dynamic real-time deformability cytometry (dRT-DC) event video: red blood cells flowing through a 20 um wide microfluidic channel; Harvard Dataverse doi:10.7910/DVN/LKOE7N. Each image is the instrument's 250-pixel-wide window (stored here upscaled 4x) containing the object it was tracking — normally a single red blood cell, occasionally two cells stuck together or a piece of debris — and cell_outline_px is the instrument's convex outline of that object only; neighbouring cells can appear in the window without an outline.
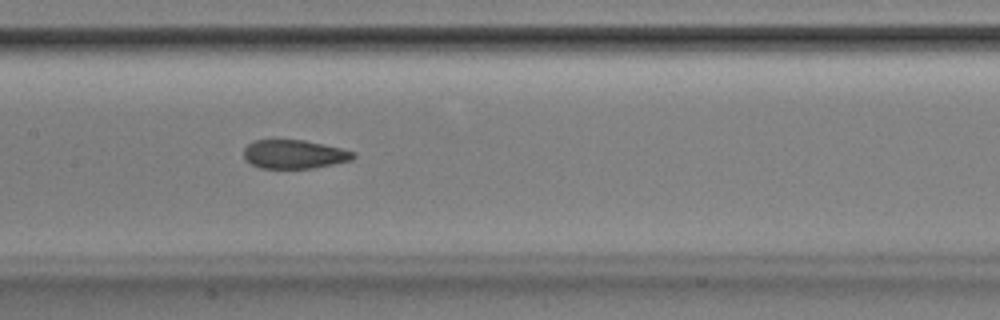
{"species": "Egyptian fruit bat (a non-hibernating species)", "species_latin": "Rousettus aegyptiacus", "temperature_condition": "room temperature", "stored_images_in_passage": 48, "camera_frame_rate_fps": 3000, "um_per_image_px": 0.085, "animal": {"sex": "male"}, "frame": {"image": 1, "passage_image": 21, "time_ms": 6.667, "image_size_px": [1000, 320], "cell_outline_px": [[356, 156], [352, 160], [312, 168], [260, 168], [252, 164], [244, 156], [244, 148], [252, 140], [304, 140], [340, 148], [356, 152]], "centroid_in_image_um": [25.02, 13.1], "position_along_channel_um": 182.4, "area_um2": 18.21}}
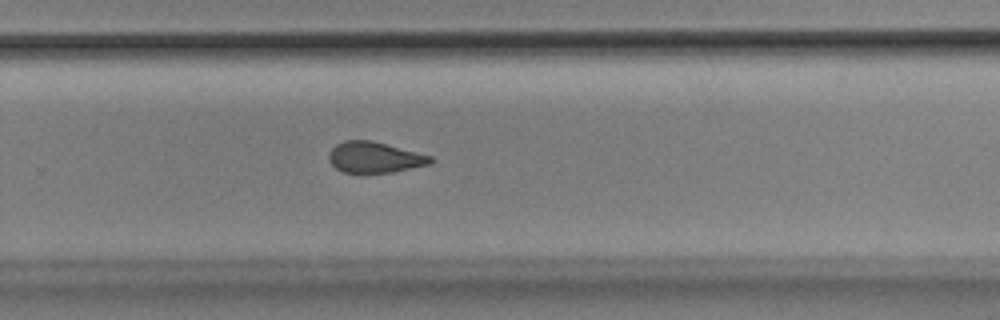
{"frame": {"image": 2, "passage_image": 30, "time_ms": 9.667, "image_size_px": [1000, 320], "cell_outline_px": [[432, 160], [428, 164], [392, 172], [344, 172], [336, 168], [328, 160], [328, 152], [336, 144], [344, 140], [372, 140], [432, 156]], "centroid_in_image_um": [31.79, 13.35], "position_along_channel_um": 298.0, "area_um2": 18.09}}
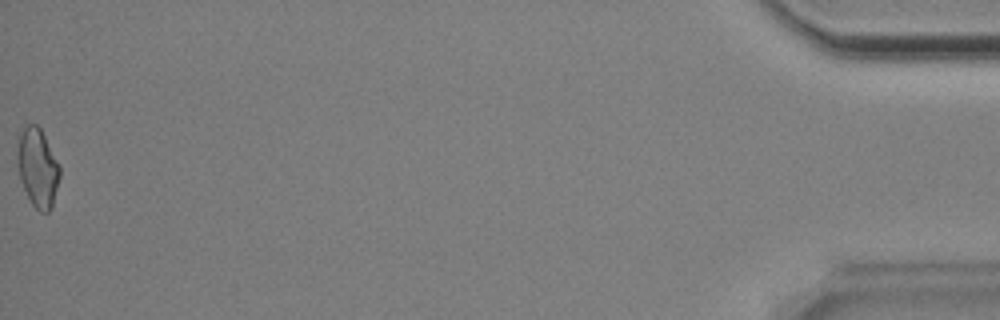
{"frame": {"image": 3, "passage_image": 48, "time_ms": 15.667, "image_size_px": [1000, 320], "cell_outline_px": [[60, 176], [52, 208], [48, 212], [40, 212], [32, 204], [20, 180], [16, 160], [16, 148], [20, 132], [24, 124], [36, 124], [40, 128], [60, 164]], "centroid_in_image_um": [3.19, 14.23], "position_along_channel_um": 432.0, "area_um2": 19.77}, "authors_computed_cell_mechanics": {"area_um2": 19.2185, "velocity_mm_per_s": 3.8722, "shape_relaxation_time_tau1_ms": 11.3384, "shape_relaxation_time_tau2_ms": 2.0681, "deformation_change_tau1": 0.2051, "deformation_change_tau2": 0.0735}}